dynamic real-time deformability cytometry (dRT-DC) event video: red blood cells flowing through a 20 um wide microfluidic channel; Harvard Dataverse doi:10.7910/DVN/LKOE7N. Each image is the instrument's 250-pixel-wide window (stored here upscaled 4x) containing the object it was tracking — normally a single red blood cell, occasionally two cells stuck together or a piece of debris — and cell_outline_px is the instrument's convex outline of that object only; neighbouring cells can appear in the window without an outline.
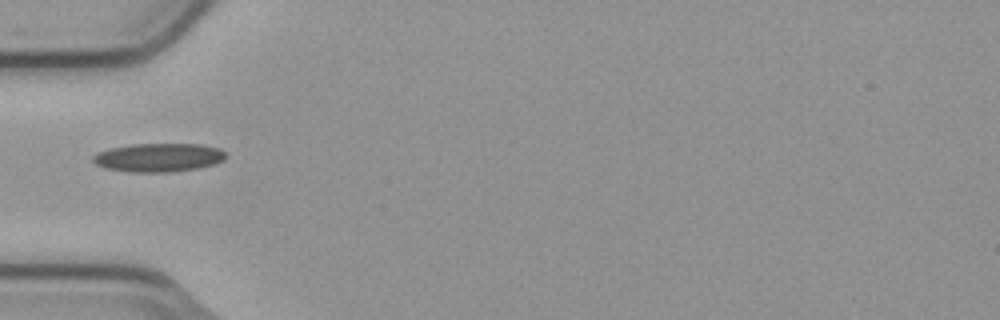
{"species": "common noctule bat (a hibernating species)", "species_latin": "Nyctalus noctula", "temperature_condition": "cold", "stored_images_in_passage": 1, "camera_frame_rate_fps": 3000, "um_per_image_px": 0.085, "animal": {"sex": "male", "body_mass_g": 23.1, "forearm_length_mm": 52.7}, "frame": {"image": 1, "passage_image": 1, "time_ms": 0.0, "image_size_px": [1000, 320], "cell_outline_px": [[228, 156], [224, 160], [216, 164], [196, 168], [172, 172], [128, 172], [104, 168], [96, 164], [92, 160], [92, 156], [100, 152], [112, 148], [132, 144], [200, 144], [220, 148]], "centroid_in_image_um": [13.51, 13.39], "position_along_channel_um": 71.5, "area_um2": 22.2}}